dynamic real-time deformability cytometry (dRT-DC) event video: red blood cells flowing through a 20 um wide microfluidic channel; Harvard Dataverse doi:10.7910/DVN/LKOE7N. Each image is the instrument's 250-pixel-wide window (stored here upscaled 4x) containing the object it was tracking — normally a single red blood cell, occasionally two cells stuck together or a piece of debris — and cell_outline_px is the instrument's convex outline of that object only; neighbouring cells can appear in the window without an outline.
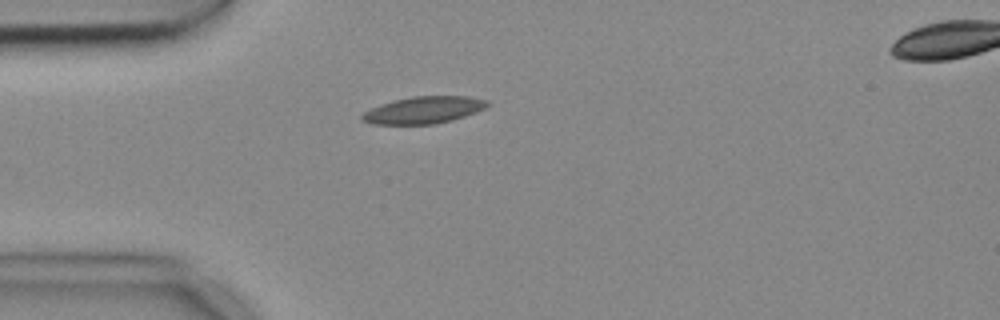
{"species": "common noctule bat (a hibernating species)", "species_latin": "Nyctalus noctula", "temperature_condition": "cold", "stored_images_in_passage": 2, "camera_frame_rate_fps": 3000, "um_per_image_px": 0.085, "animal": {"sex": "female", "body_mass_g": 18.4}, "frame": {"image": 1, "passage_image": 1, "time_ms": 0.0, "image_size_px": [1000, 320], "cell_outline_px": [[492, 104], [476, 112], [452, 120], [436, 124], [372, 124], [360, 120], [360, 116], [364, 112], [380, 104], [412, 96], [468, 96], [488, 100]], "centroid_in_image_um": [36.03, 9.35], "position_along_channel_um": 49.0, "area_um2": 19.77}}